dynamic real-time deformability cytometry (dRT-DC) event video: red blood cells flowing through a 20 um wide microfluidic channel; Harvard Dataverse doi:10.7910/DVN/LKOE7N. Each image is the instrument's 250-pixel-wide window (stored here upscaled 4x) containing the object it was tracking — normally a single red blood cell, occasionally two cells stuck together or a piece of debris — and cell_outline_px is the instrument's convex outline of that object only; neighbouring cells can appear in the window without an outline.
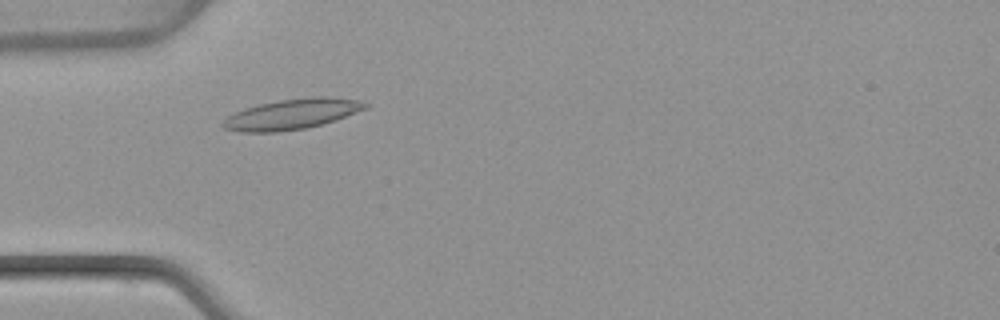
{"species": "common noctule bat (a hibernating species)", "species_latin": "Nyctalus noctula", "temperature_condition": "warm", "stored_images_in_passage": 45, "camera_frame_rate_fps": 3000, "um_per_image_px": 0.085, "animal": {"sex": "female", "body_mass_g": 22.7, "forearm_length_mm": 54.2}, "frame": {"image": 1, "passage_image": 10, "time_ms": 3.0, "image_size_px": [1000, 320], "cell_outline_px": [[368, 108], [320, 124], [304, 128], [276, 132], [240, 132], [224, 128], [220, 124], [228, 116], [244, 108], [260, 104], [280, 100], [312, 96], [328, 96], [360, 100], [368, 104]], "centroid_in_image_um": [24.8, 9.69], "position_along_channel_um": 60.2, "area_um2": 24.91}}
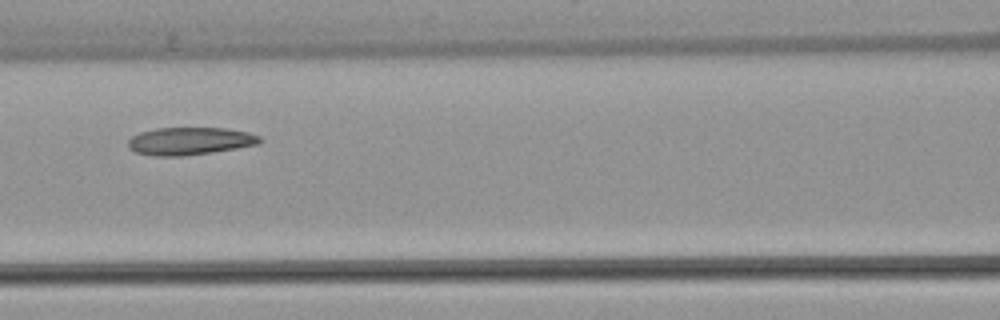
{"frame": {"image": 2, "passage_image": 17, "time_ms": 5.333, "image_size_px": [1000, 320], "cell_outline_px": [[264, 140], [256, 144], [236, 148], [212, 152], [184, 156], [156, 156], [136, 152], [128, 148], [128, 140], [132, 136], [140, 132], [156, 128], [224, 128], [248, 132], [260, 136]], "centroid_in_image_um": [16.12, 11.99], "position_along_channel_um": 150.5, "area_um2": 21.15}}
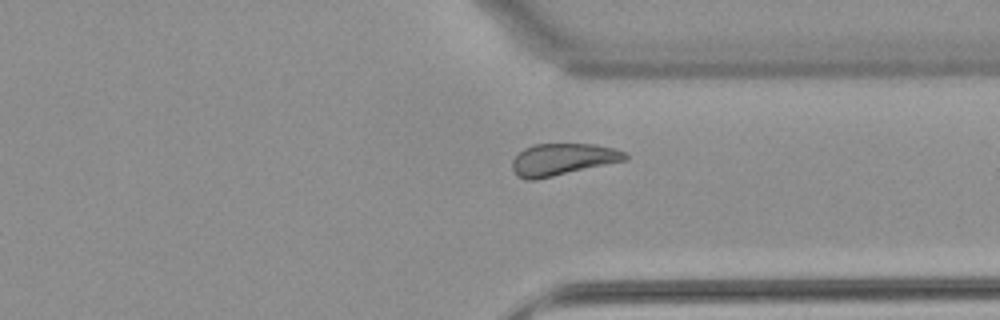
{"frame": {"image": 3, "passage_image": 33, "time_ms": 10.667, "image_size_px": [1000, 320], "cell_outline_px": [[628, 160], [536, 180], [524, 180], [516, 176], [512, 168], [512, 160], [524, 148], [532, 144], [592, 144], [616, 148], [628, 152]], "centroid_in_image_um": [47.84, 13.55], "position_along_channel_um": 363.6, "area_um2": 21.33}, "authors_computed_cell_mechanics": {"area_um2": 21.7906, "velocity_mm_per_s": 3.9941, "shape_relaxation_time_tau1_ms": 9.2357, "shape_relaxation_time_tau2_ms": 7.1314, "deformation_change_tau1": 0.1873, "deformation_change_tau2": 0.1409}}